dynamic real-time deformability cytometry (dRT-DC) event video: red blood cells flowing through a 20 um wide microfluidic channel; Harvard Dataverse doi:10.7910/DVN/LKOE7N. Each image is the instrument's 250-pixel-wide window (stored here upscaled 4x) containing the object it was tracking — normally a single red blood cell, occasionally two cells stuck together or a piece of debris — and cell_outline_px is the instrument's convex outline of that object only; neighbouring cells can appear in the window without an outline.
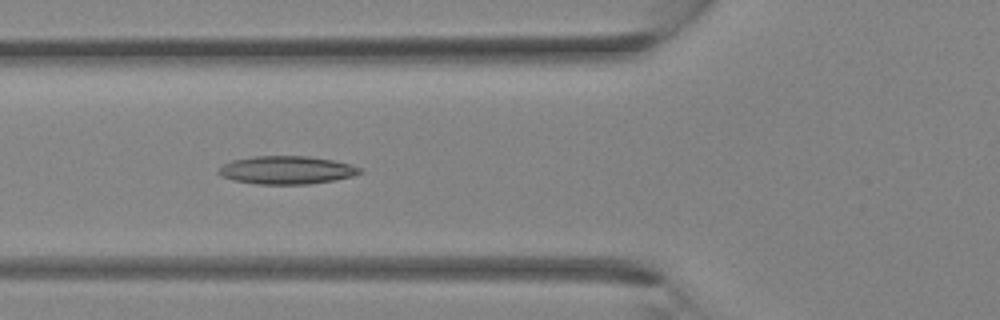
{"species": "Egyptian fruit bat (a non-hibernating species)", "species_latin": "Rousettus aegyptiacus", "temperature_condition": "room temperature", "stored_images_in_passage": 35, "camera_frame_rate_fps": 3000, "um_per_image_px": 0.085, "animal": {"sex": "female"}, "frame": {"image": 1, "passage_image": 13, "time_ms": 4.0, "image_size_px": [1000, 320], "cell_outline_px": [[364, 172], [352, 176], [336, 180], [308, 184], [256, 184], [232, 180], [220, 176], [216, 172], [224, 164], [232, 160], [252, 156], [308, 156], [332, 160], [364, 168]], "centroid_in_image_um": [24.36, 14.46], "position_along_channel_um": 101.4, "area_um2": 23.29}}
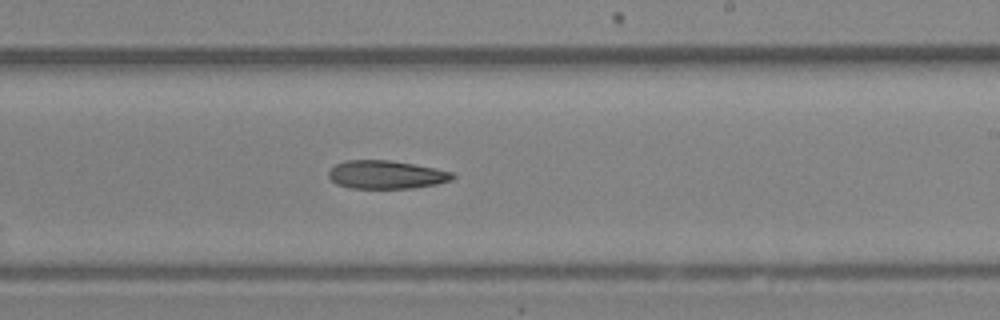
{"frame": {"image": 2, "passage_image": 21, "time_ms": 6.667, "image_size_px": [1000, 320], "cell_outline_px": [[456, 176], [452, 180], [436, 184], [416, 188], [352, 188], [336, 184], [328, 176], [328, 172], [336, 164], [344, 160], [388, 160], [436, 168], [452, 172]], "centroid_in_image_um": [32.84, 14.85], "position_along_channel_um": 256.2, "area_um2": 20.4}}
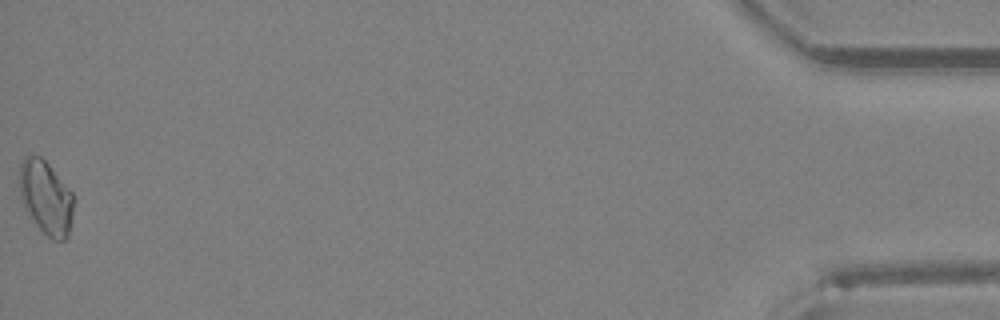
{"frame": {"image": 3, "passage_image": 35, "time_ms": 11.333, "image_size_px": [1000, 320], "cell_outline_px": [[72, 216], [68, 236], [64, 240], [52, 240], [36, 224], [24, 204], [20, 196], [20, 164], [24, 156], [40, 156], [48, 164], [72, 192]], "centroid_in_image_um": [3.91, 16.78], "position_along_channel_um": 431.3, "area_um2": 22.6}}